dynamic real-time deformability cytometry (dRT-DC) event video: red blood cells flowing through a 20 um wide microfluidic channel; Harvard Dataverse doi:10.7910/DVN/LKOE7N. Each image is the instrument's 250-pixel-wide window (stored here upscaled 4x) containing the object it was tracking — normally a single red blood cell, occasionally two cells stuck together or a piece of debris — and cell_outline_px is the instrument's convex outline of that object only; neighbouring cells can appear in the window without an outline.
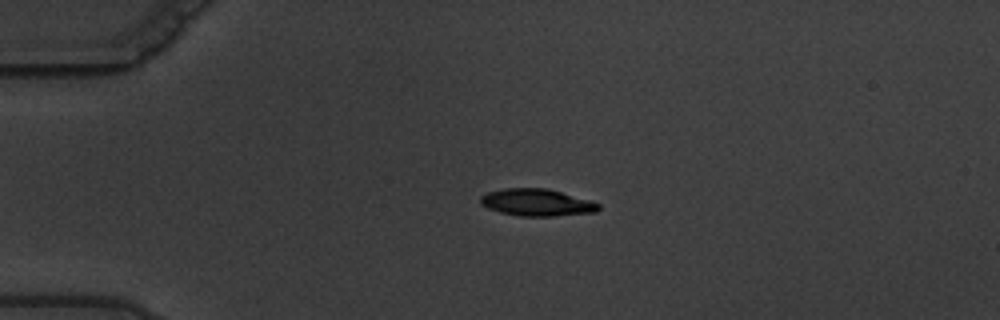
{"species": "common noctule bat (a hibernating species)", "species_latin": "Nyctalus noctula", "temperature_condition": "warm", "stored_images_in_passage": 5, "camera_frame_rate_fps": 3000, "um_per_image_px": 0.085, "animal": {"sex": "male", "body_mass_g": 19.5, "forearm_length_mm": 54.6}, "frame": {"image": 1, "passage_image": 4, "time_ms": 4.333, "image_size_px": [1000, 320], "cell_outline_px": [[600, 208], [596, 212], [552, 216], [520, 216], [500, 212], [488, 208], [480, 204], [480, 196], [488, 192], [504, 188], [548, 188], [588, 200], [600, 204]], "centroid_in_image_um": [45.6, 17.21], "position_along_channel_um": 39.4, "area_um2": 18.55}}